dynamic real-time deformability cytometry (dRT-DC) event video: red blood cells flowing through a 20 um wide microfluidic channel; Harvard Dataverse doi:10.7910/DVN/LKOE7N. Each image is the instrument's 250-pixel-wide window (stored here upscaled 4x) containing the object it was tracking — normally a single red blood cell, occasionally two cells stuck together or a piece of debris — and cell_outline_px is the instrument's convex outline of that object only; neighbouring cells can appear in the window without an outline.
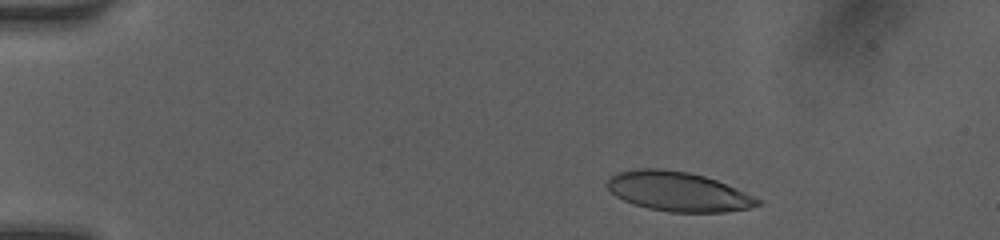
{"species": "human", "species_latin": "Homo sapiens", "temperature_condition": "room temperature", "stored_images_in_passage": 47, "camera_frame_rate_fps": 3000, "um_per_image_px": 0.085, "donor": {"sex": "female"}, "frame": {"image": 1, "passage_image": 5, "time_ms": 1.333, "image_size_px": [1000, 240], "cell_outline_px": [[760, 204], [748, 208], [724, 212], [668, 212], [648, 208], [624, 200], [616, 196], [608, 188], [608, 180], [612, 176], [620, 172], [636, 168], [664, 168], [688, 172], [704, 176], [716, 180], [736, 188], [760, 200]], "centroid_in_image_um": [57.63, 16.27], "position_along_channel_um": 27.4, "area_um2": 34.22}}
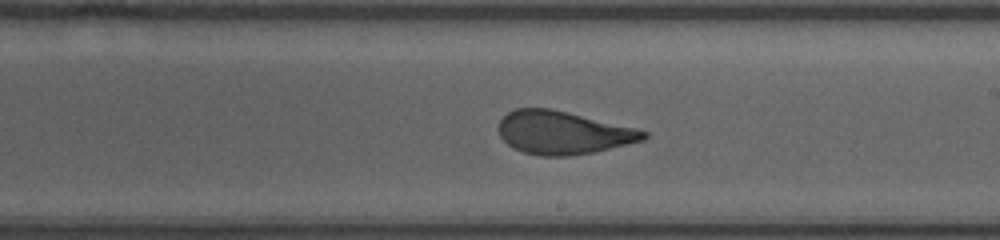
{"frame": {"image": 2, "passage_image": 27, "time_ms": 8.667, "image_size_px": [1000, 240], "cell_outline_px": [[648, 136], [644, 140], [592, 152], [568, 156], [540, 156], [524, 152], [512, 148], [500, 136], [496, 128], [500, 120], [508, 112], [516, 108], [548, 108], [568, 112], [636, 128], [648, 132]], "centroid_in_image_um": [47.82, 11.27], "position_along_channel_um": 241.2, "area_um2": 36.3}}
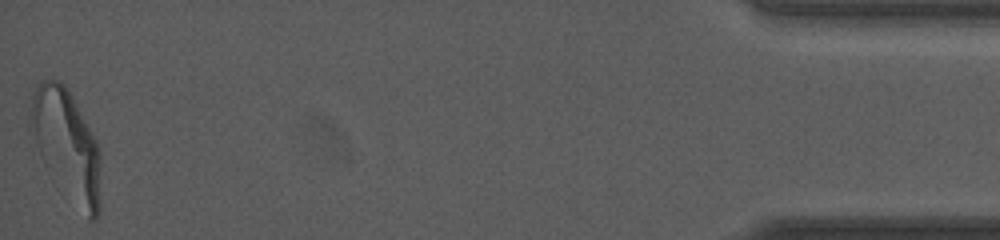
{"frame": {"image": 3, "passage_image": 47, "time_ms": 15.333, "image_size_px": [1000, 240], "cell_outline_px": [[100, 212], [96, 220], [88, 220], [28, 132], [28, 116], [32, 96], [40, 80], [60, 80], [68, 88], [92, 132], [100, 148]], "centroid_in_image_um": [5.69, 12.19], "position_along_channel_um": 429.5, "area_um2": 43.52}, "authors_computed_cell_mechanics": {"area_um2": 37.1076, "velocity_mm_per_s": 4.1137, "shape_relaxation_time_tau1_ms": 4.9426, "shape_relaxation_time_tau2_ms": 0.8935, "deformation_change_tau1": 0.1967, "deformation_change_tau2": 0.0832}}